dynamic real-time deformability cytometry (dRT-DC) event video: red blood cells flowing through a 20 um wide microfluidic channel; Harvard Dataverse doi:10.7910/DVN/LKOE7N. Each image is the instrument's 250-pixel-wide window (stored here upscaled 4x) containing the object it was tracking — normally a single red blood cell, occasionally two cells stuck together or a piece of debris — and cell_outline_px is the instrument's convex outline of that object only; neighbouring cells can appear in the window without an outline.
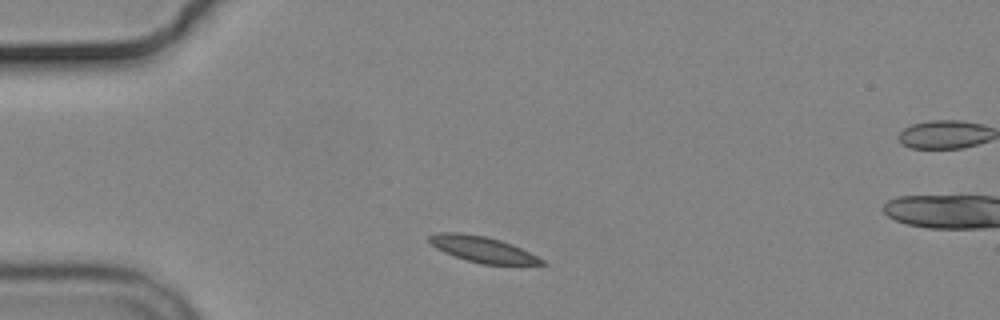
{"species": "common noctule bat (a hibernating species)", "species_latin": "Nyctalus noctula", "temperature_condition": "cold", "stored_images_in_passage": 2, "camera_frame_rate_fps": 3000, "um_per_image_px": 0.085, "animal": {"sex": "male", "body_mass_g": 19.2, "forearm_length_mm": 51.8}, "frame": {"image": 1, "passage_image": 1, "time_ms": 0.0, "image_size_px": [1000, 320], "cell_outline_px": [[548, 264], [484, 264], [468, 260], [444, 252], [436, 248], [428, 240], [428, 236], [436, 232], [460, 232], [484, 236], [500, 240], [512, 244], [544, 260]], "centroid_in_image_um": [40.97, 21.17], "position_along_channel_um": 44.0, "area_um2": 16.65}}